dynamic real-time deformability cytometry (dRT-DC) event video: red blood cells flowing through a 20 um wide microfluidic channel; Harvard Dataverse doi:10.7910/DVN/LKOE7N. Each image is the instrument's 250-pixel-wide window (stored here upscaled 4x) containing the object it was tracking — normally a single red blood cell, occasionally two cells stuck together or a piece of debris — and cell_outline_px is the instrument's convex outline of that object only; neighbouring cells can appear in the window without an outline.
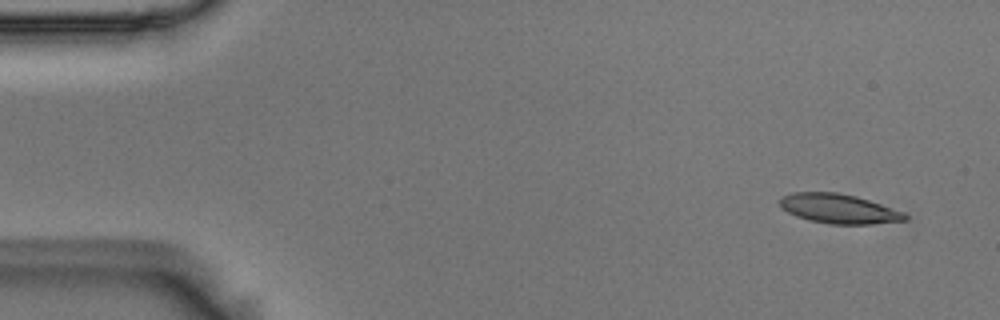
{"species": "Egyptian fruit bat (a non-hibernating species)", "species_latin": "Rousettus aegyptiacus", "temperature_condition": "room temperature", "stored_images_in_passage": 5, "camera_frame_rate_fps": 3000, "um_per_image_px": 0.085, "animal": {"sex": "male"}, "frame": {"image": 1, "passage_image": 1, "time_ms": 0.0, "image_size_px": [1000, 320], "cell_outline_px": [[908, 220], [872, 224], [828, 224], [808, 220], [796, 216], [780, 208], [780, 200], [784, 196], [792, 192], [836, 192], [856, 196], [904, 212], [908, 216]], "centroid_in_image_um": [71.29, 17.75], "position_along_channel_um": 13.7, "area_um2": 21.5}}
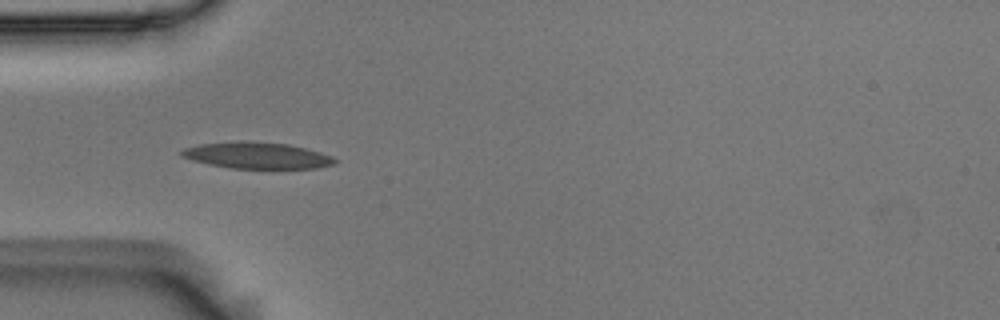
{"frame": {"image": 2, "passage_image": 4, "time_ms": 1.0, "image_size_px": [1000, 320], "cell_outline_px": [[336, 164], [316, 168], [228, 168], [208, 164], [192, 160], [180, 156], [176, 152], [184, 148], [200, 144], [288, 144], [320, 152], [332, 156], [336, 160]], "centroid_in_image_um": [21.85, 13.27], "position_along_channel_um": 63.2, "area_um2": 22.43}}
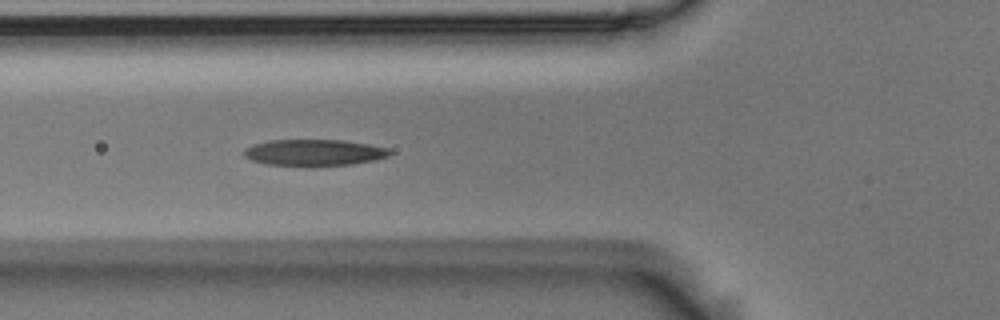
{"frame": {"image": 3, "passage_image": 5, "time_ms": 1.333, "image_size_px": [1000, 320], "cell_outline_px": [[392, 152], [388, 156], [376, 160], [352, 164], [268, 164], [252, 160], [244, 156], [244, 148], [252, 144], [268, 140], [344, 140], [368, 144], [388, 148]], "centroid_in_image_um": [26.71, 12.93], "position_along_channel_um": 99.1, "area_um2": 21.85}}